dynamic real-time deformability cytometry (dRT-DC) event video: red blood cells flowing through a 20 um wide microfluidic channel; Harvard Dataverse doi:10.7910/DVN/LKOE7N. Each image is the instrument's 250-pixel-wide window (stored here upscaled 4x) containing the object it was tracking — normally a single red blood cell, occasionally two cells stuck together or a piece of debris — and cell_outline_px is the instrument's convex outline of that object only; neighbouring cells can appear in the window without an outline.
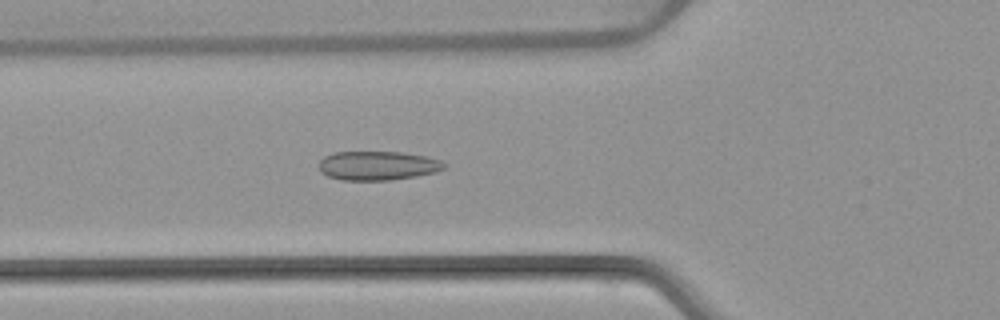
{"species": "common noctule bat (a hibernating species)", "species_latin": "Nyctalus noctula", "temperature_condition": "warm", "stored_images_in_passage": 53, "camera_frame_rate_fps": 3000, "um_per_image_px": 0.085, "animal": {"sex": "female", "body_mass_g": 22.7, "forearm_length_mm": 54.2}, "frame": {"image": 1, "passage_image": 19, "time_ms": 6.0, "image_size_px": [1000, 320], "cell_outline_px": [[448, 164], [444, 168], [436, 172], [416, 176], [388, 180], [340, 180], [328, 176], [320, 172], [320, 160], [324, 156], [332, 152], [400, 152], [428, 156], [440, 160]], "centroid_in_image_um": [32.11, 14.07], "position_along_channel_um": 93.7, "area_um2": 21.33}}
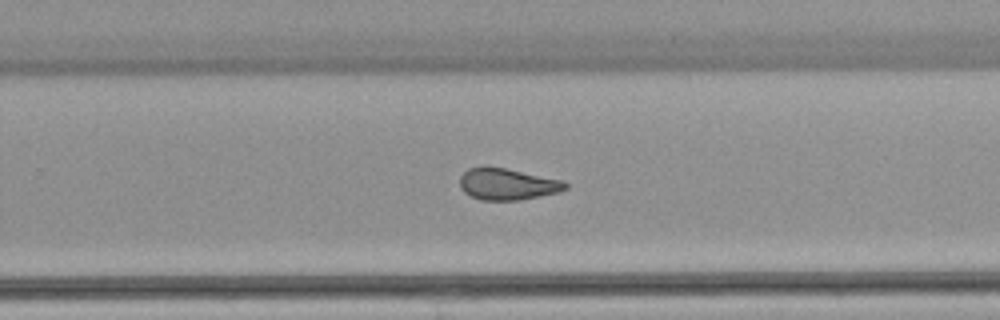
{"frame": {"image": 2, "passage_image": 34, "time_ms": 11.0, "image_size_px": [1000, 320], "cell_outline_px": [[568, 188], [560, 192], [520, 200], [480, 200], [464, 192], [460, 188], [460, 176], [468, 168], [484, 164], [488, 164], [564, 180], [568, 184]], "centroid_in_image_um": [43.12, 15.62], "position_along_channel_um": 286.7, "area_um2": 20.0}}
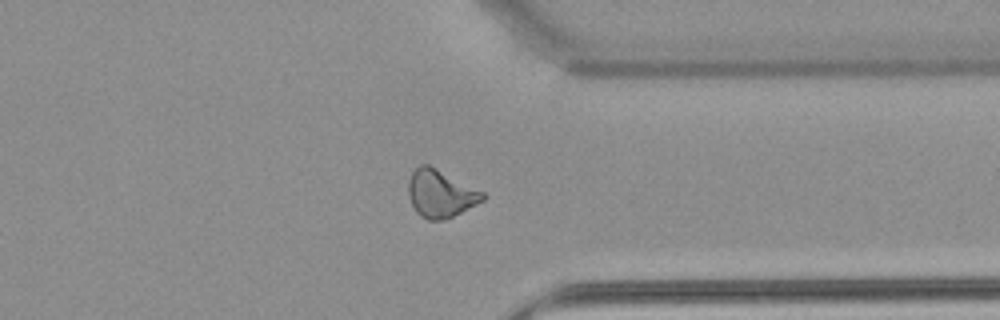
{"frame": {"image": 3, "passage_image": 41, "time_ms": 13.333, "image_size_px": [1000, 320], "cell_outline_px": [[488, 196], [484, 200], [452, 216], [440, 220], [428, 220], [420, 216], [416, 212], [408, 196], [408, 180], [412, 172], [420, 164], [428, 164], [484, 192]], "centroid_in_image_um": [37.42, 16.45], "position_along_channel_um": 374.0, "area_um2": 20.46}, "authors_computed_cell_mechanics": {"area_um2": 21.0392, "velocity_mm_per_s": 3.855, "shape_relaxation_time_tau1_ms": null, "shape_relaxation_time_tau2_ms": 2.034, "deformation_change_tau1": null, "deformation_change_tau2": 0.0769}}